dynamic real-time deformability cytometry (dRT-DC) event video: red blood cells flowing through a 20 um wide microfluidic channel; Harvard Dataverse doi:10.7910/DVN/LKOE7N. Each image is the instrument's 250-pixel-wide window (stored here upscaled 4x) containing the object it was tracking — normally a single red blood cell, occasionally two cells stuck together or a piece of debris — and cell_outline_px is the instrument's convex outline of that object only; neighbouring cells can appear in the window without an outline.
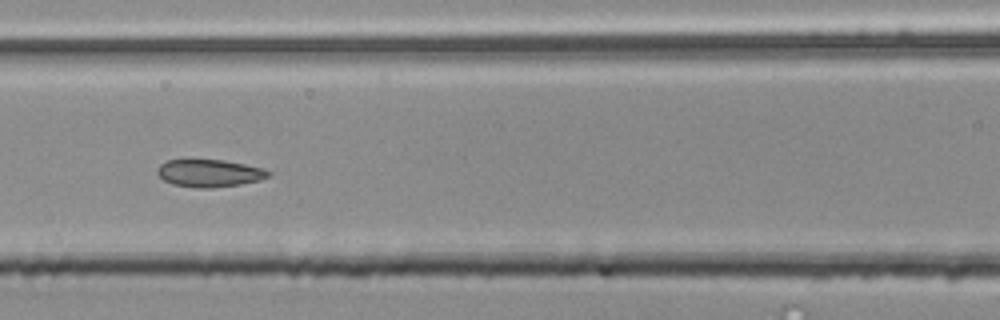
{"species": "common noctule bat (a hibernating species)", "species_latin": "Nyctalus noctula", "temperature_condition": "room temperature", "stored_images_in_passage": 56, "camera_frame_rate_fps": 3000, "um_per_image_px": 0.085, "animal": {"sex": "male", "body_mass_g": 20.4}, "frame": {"image": 1, "passage_image": 25, "time_ms": 8.0, "image_size_px": [1000, 320], "cell_outline_px": [[272, 176], [260, 180], [240, 184], [212, 188], [196, 188], [172, 184], [164, 180], [156, 172], [156, 168], [160, 164], [168, 160], [224, 160], [264, 168], [272, 172]], "centroid_in_image_um": [17.83, 14.72], "position_along_channel_um": 148.8, "area_um2": 17.92}}
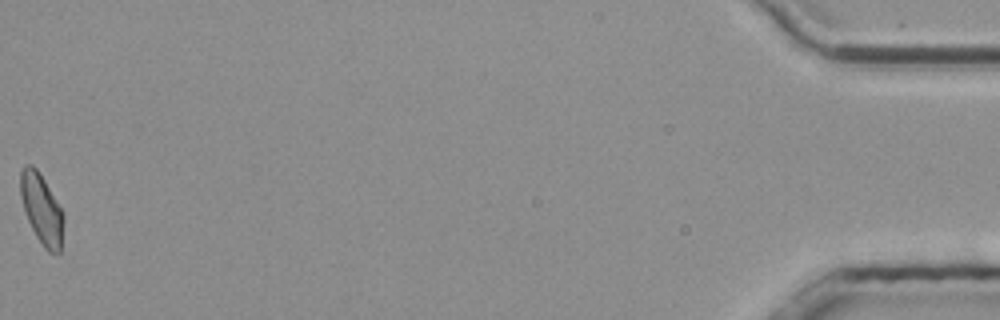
{"frame": {"image": 2, "passage_image": 56, "time_ms": 18.333, "image_size_px": [1000, 320], "cell_outline_px": [[64, 220], [60, 252], [48, 252], [44, 248], [36, 236], [24, 212], [20, 196], [20, 172], [24, 164], [32, 164], [36, 168], [44, 180], [64, 212]], "centroid_in_image_um": [3.53, 17.75], "position_along_channel_um": 431.7, "area_um2": 17.69}, "authors_computed_cell_mechanics": {"area_um2": 17.918, "velocity_mm_per_s": 3.7577, "shape_relaxation_time_tau1_ms": 9.3761, "shape_relaxation_time_tau2_ms": 1.7611, "deformation_change_tau1": 0.1527, "deformation_change_tau2": 0.0597}}